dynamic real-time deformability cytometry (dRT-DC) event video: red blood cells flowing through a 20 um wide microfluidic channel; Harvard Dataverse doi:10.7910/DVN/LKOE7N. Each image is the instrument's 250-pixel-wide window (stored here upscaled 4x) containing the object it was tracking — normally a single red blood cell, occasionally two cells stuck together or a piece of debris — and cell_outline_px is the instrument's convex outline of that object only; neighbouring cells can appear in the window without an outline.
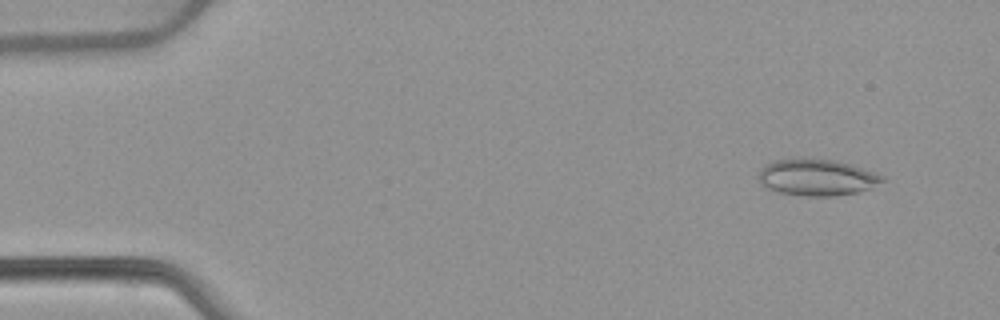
{"species": "common noctule bat (a hibernating species)", "species_latin": "Nyctalus noctula", "temperature_condition": "warm", "stored_images_in_passage": 52, "camera_frame_rate_fps": 3000, "um_per_image_px": 0.085, "animal": {"sex": "female", "body_mass_g": 22.7, "forearm_length_mm": 54.2}, "frame": {"image": 1, "passage_image": 4, "time_ms": 1.0, "image_size_px": [1000, 320], "cell_outline_px": [[888, 180], [868, 188], [856, 192], [832, 196], [804, 196], [780, 192], [764, 188], [760, 180], [760, 168], [764, 164], [772, 160], [800, 156], [804, 156], [836, 160], [884, 176]], "centroid_in_image_um": [69.37, 15.04], "position_along_channel_um": 15.6, "area_um2": 26.7}}
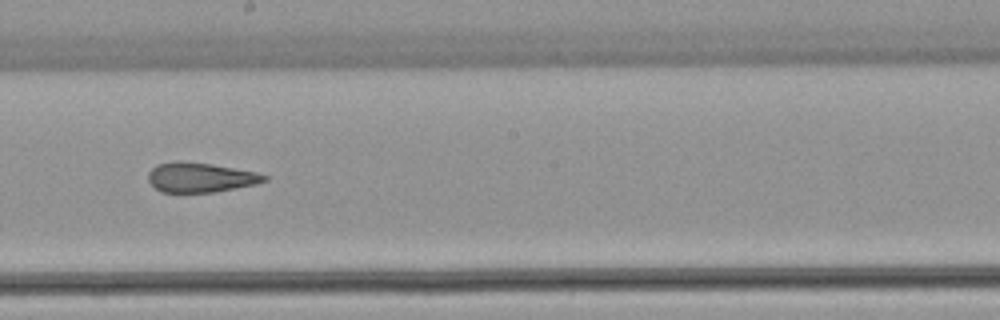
{"frame": {"image": 2, "passage_image": 29, "time_ms": 9.333, "image_size_px": [1000, 320], "cell_outline_px": [[268, 180], [256, 184], [216, 192], [160, 192], [148, 180], [148, 172], [156, 164], [180, 160], [212, 164], [256, 172], [268, 176]], "centroid_in_image_um": [17.03, 15.07], "position_along_channel_um": 231.2, "area_um2": 20.17}}
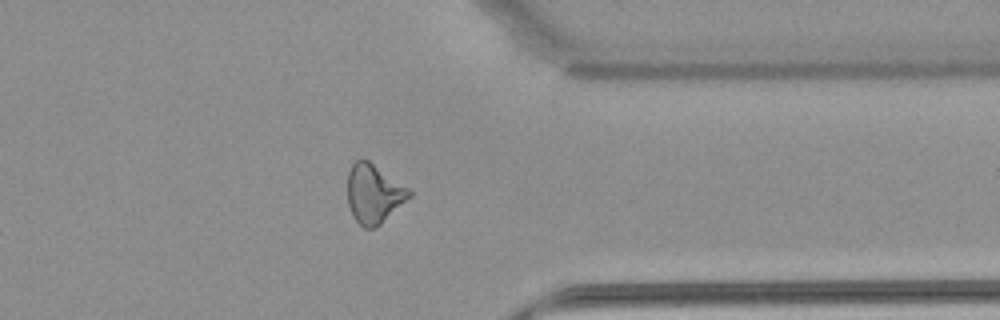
{"frame": {"image": 3, "passage_image": 41, "time_ms": 13.333, "image_size_px": [1000, 320], "cell_outline_px": [[412, 196], [380, 224], [372, 228], [364, 228], [352, 216], [348, 204], [348, 172], [352, 164], [356, 160], [368, 160], [408, 188], [412, 192]], "centroid_in_image_um": [31.76, 16.47], "position_along_channel_um": 379.6, "area_um2": 20.92}, "authors_computed_cell_mechanics": {"area_um2": 21.675, "velocity_mm_per_s": 3.9015, "shape_relaxation_time_tau1_ms": null, "shape_relaxation_time_tau2_ms": 2.4616, "deformation_change_tau1": null, "deformation_change_tau2": 0.1123}}